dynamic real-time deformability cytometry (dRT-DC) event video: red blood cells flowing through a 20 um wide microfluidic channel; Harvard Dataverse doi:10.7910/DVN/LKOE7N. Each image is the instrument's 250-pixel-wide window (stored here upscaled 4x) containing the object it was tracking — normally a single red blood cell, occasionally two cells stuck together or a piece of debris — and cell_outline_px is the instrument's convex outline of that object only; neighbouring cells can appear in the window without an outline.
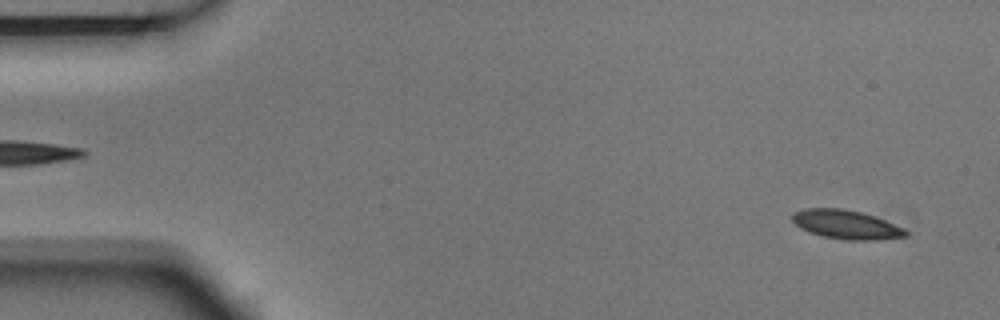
{"species": "Egyptian fruit bat (a non-hibernating species)", "species_latin": "Rousettus aegyptiacus", "temperature_condition": "room temperature", "stored_images_in_passage": 5, "camera_frame_rate_fps": 3000, "um_per_image_px": 0.085, "animal": {"sex": "male"}, "frame": {"image": 1, "passage_image": 5, "time_ms": 1.333, "image_size_px": [1000, 320], "cell_outline_px": [[908, 236], [872, 240], [844, 240], [824, 236], [808, 232], [800, 228], [792, 220], [792, 212], [804, 208], [840, 208], [860, 212], [884, 220], [904, 228], [908, 232]], "centroid_in_image_um": [71.89, 19.08], "position_along_channel_um": 13.1, "area_um2": 19.02}}